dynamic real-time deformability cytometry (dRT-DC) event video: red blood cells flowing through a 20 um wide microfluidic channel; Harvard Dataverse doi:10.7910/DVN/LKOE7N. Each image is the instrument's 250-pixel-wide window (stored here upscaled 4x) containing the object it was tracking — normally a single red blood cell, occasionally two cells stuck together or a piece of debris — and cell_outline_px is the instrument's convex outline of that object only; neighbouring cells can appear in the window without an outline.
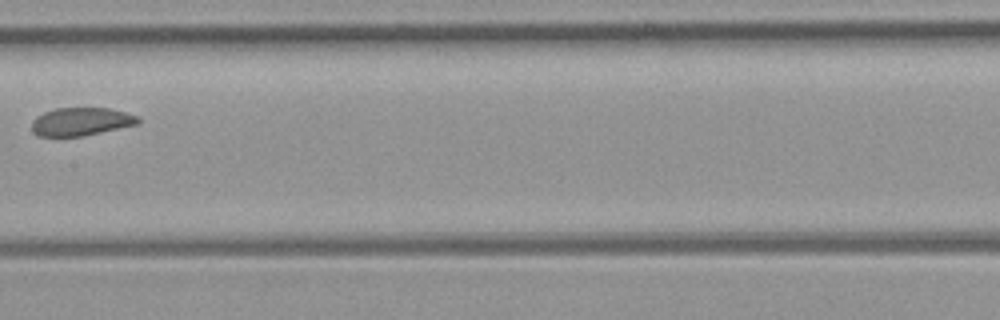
{"species": "common noctule bat (a hibernating species)", "species_latin": "Nyctalus noctula", "temperature_condition": "room temperature", "stored_images_in_passage": 9, "camera_frame_rate_fps": 3000, "um_per_image_px": 0.085, "animal": {"sex": "female", "body_mass_g": 21.9}, "frame": {"image": 1, "passage_image": 8, "time_ms": 9.0, "image_size_px": [1000, 320], "cell_outline_px": [[140, 124], [84, 136], [40, 136], [32, 132], [32, 120], [36, 116], [44, 112], [56, 108], [112, 108], [140, 116]], "centroid_in_image_um": [6.93, 10.33], "position_along_channel_um": 200.5, "area_um2": 17.69}}
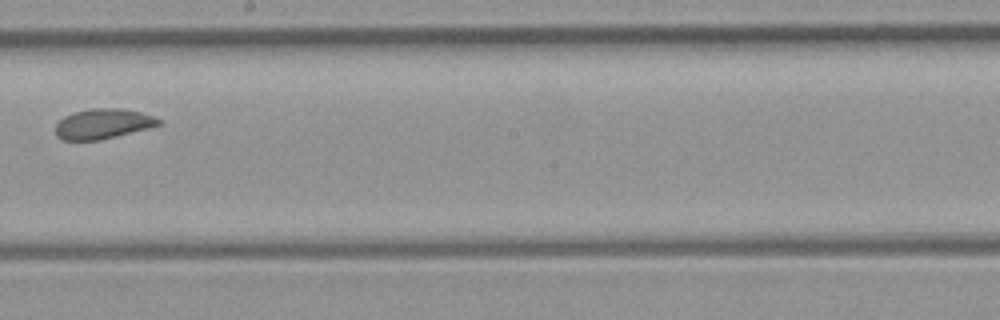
{"frame": {"image": 2, "passage_image": 9, "time_ms": 10.0, "image_size_px": [1000, 320], "cell_outline_px": [[160, 124], [148, 128], [100, 140], [60, 140], [56, 136], [56, 124], [64, 116], [72, 112], [92, 108], [120, 108], [140, 112], [152, 116], [160, 120]], "centroid_in_image_um": [8.7, 10.52], "position_along_channel_um": 239.5, "area_um2": 17.98}}